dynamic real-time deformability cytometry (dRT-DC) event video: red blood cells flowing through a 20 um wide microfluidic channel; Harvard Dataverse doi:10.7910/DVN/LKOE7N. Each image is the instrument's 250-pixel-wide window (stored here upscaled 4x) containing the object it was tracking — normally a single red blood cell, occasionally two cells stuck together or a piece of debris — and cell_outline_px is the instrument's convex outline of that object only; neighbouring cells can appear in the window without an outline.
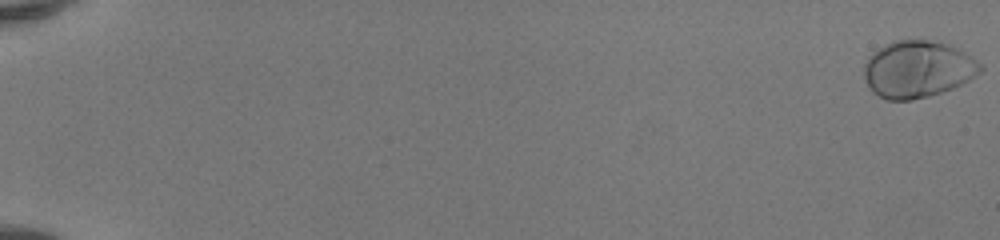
{"species": "human", "species_latin": "Homo sapiens", "temperature_condition": "room temperature", "stored_images_in_passage": 52, "camera_frame_rate_fps": 3000, "um_per_image_px": 0.085, "donor": {"sex": "female"}, "frame": {"image": 1, "passage_image": 1, "time_ms": 0.0, "image_size_px": [1000, 240], "cell_outline_px": [[984, 68], [980, 72], [968, 80], [952, 88], [928, 96], [912, 100], [888, 100], [872, 92], [868, 88], [864, 76], [864, 64], [868, 56], [872, 52], [884, 44], [896, 40], [928, 40], [948, 44], [960, 48], [976, 60]], "centroid_in_image_um": [77.97, 5.87], "position_along_channel_um": 7.0, "area_um2": 38.67}}
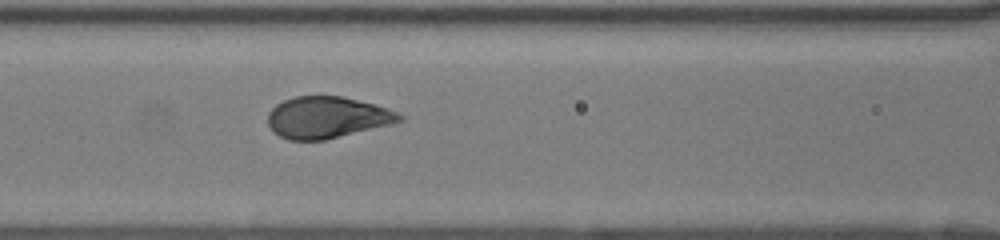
{"frame": {"image": 2, "passage_image": 26, "time_ms": 8.333, "image_size_px": [1000, 240], "cell_outline_px": [[404, 120], [392, 124], [324, 140], [288, 140], [272, 132], [268, 124], [268, 112], [276, 104], [284, 100], [296, 96], [340, 96], [372, 104], [396, 112], [404, 116]], "centroid_in_image_um": [27.76, 9.99], "position_along_channel_um": 138.8, "area_um2": 31.67}}
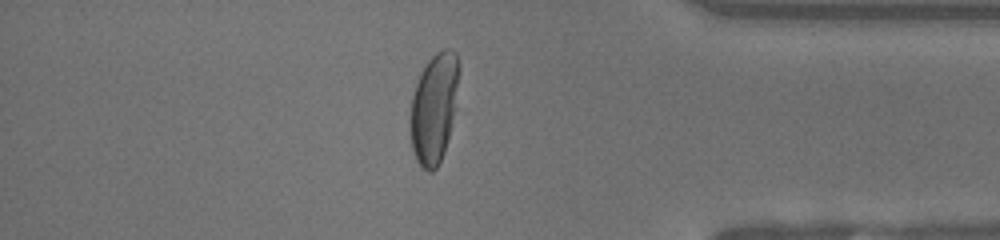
{"frame": {"image": 3, "passage_image": 46, "time_ms": 15.0, "image_size_px": [1000, 240], "cell_outline_px": [[460, 72], [452, 116], [448, 136], [444, 152], [436, 168], [432, 172], [428, 172], [416, 160], [412, 148], [408, 128], [408, 124], [412, 96], [420, 72], [428, 60], [436, 52], [444, 48], [448, 48], [456, 52], [460, 64]], "centroid_in_image_um": [36.86, 9.15], "position_along_channel_um": 398.3, "area_um2": 31.27}, "authors_computed_cell_mechanics": {"area_um2": 33.8419, "velocity_mm_per_s": 4.1501, "shape_relaxation_time_tau1_ms": 2.4928, "shape_relaxation_time_tau2_ms": null, "deformation_change_tau1": 0.1873, "deformation_change_tau2": null}}